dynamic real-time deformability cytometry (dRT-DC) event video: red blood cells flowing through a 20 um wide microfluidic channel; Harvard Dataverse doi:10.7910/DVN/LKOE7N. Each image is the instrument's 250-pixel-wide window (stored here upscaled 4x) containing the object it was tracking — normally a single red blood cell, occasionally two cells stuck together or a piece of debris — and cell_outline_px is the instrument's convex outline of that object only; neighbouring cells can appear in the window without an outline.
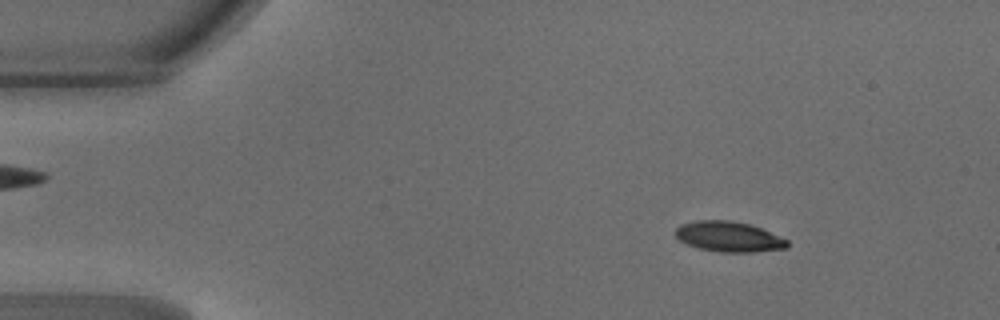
{"species": "common noctule bat (a hibernating species)", "species_latin": "Nyctalus noctula", "temperature_condition": "warm", "stored_images_in_passage": 47, "camera_frame_rate_fps": 3000, "um_per_image_px": 0.085, "animal": {"sex": "male", "body_mass_g": 18.8}, "frame": {"image": 1, "passage_image": 6, "time_ms": 1.667, "image_size_px": [1000, 320], "cell_outline_px": [[788, 248], [756, 252], [720, 252], [700, 248], [688, 244], [680, 240], [672, 232], [680, 224], [696, 220], [732, 220], [748, 224], [760, 228], [788, 240]], "centroid_in_image_um": [61.92, 20.11], "position_along_channel_um": 23.1, "area_um2": 19.77}}
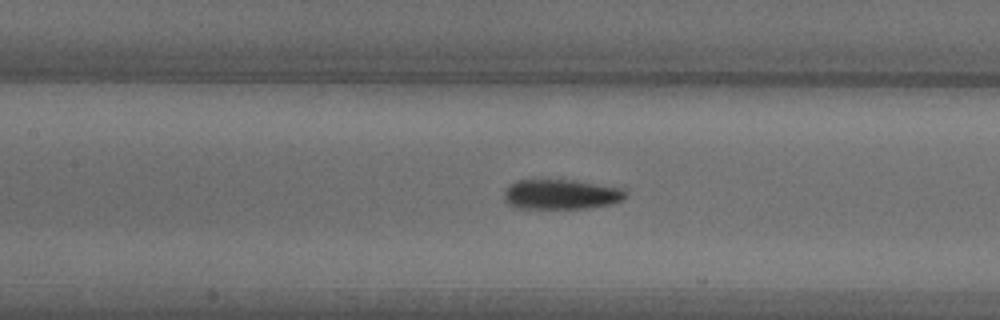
{"frame": {"image": 2, "passage_image": 21, "time_ms": 6.667, "image_size_px": [1000, 320], "cell_outline_px": [[628, 196], [624, 200], [612, 204], [588, 208], [516, 208], [508, 204], [504, 200], [504, 192], [516, 180], [572, 180], [624, 188], [628, 192]], "centroid_in_image_um": [47.75, 16.53], "position_along_channel_um": 159.6, "area_um2": 21.33}}
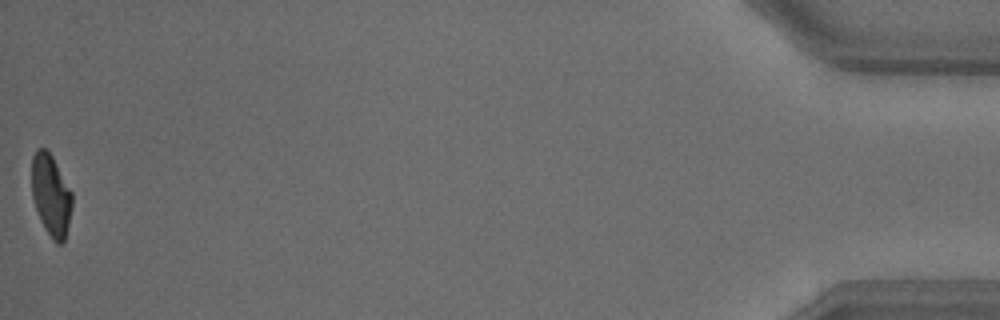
{"frame": {"image": 3, "passage_image": 47, "time_ms": 15.333, "image_size_px": [1000, 320], "cell_outline_px": [[72, 208], [64, 240], [60, 244], [56, 244], [52, 240], [44, 228], [40, 220], [32, 196], [32, 156], [36, 148], [44, 148], [52, 156], [72, 192]], "centroid_in_image_um": [4.33, 16.59], "position_along_channel_um": 430.9, "area_um2": 19.13}, "authors_computed_cell_mechanics": {"area_um2": 20.6346, "velocity_mm_per_s": 4.2394, "shape_relaxation_time_tau1_ms": 4.311, "shape_relaxation_time_tau2_ms": 2.2065, "deformation_change_tau1": 0.1696, "deformation_change_tau2": 0.0822}}